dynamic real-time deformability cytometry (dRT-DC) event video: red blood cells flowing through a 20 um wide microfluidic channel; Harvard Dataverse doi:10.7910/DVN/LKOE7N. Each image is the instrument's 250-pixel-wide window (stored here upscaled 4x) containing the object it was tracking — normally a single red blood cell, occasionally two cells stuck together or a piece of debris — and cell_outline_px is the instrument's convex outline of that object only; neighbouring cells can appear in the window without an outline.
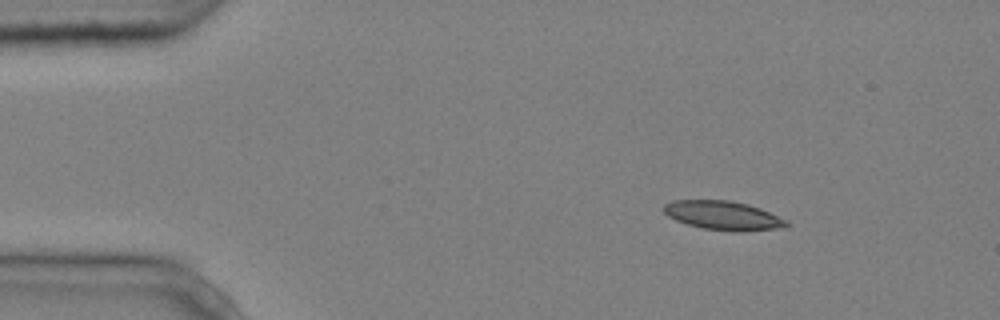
{"species": "common noctule bat (a hibernating species)", "species_latin": "Nyctalus noctula", "temperature_condition": "cold", "stored_images_in_passage": 12, "camera_frame_rate_fps": 3000, "um_per_image_px": 0.085, "animal": {"sex": "male", "body_mass_g": 20.4}, "frame": {"image": 1, "passage_image": 1, "time_ms": 0.0, "image_size_px": [1000, 320], "cell_outline_px": [[792, 224], [784, 228], [740, 232], [732, 232], [704, 228], [688, 224], [676, 220], [668, 216], [664, 212], [664, 204], [672, 200], [728, 200], [748, 204], [760, 208], [788, 220]], "centroid_in_image_um": [61.53, 18.32], "position_along_channel_um": 23.5, "area_um2": 20.92}}
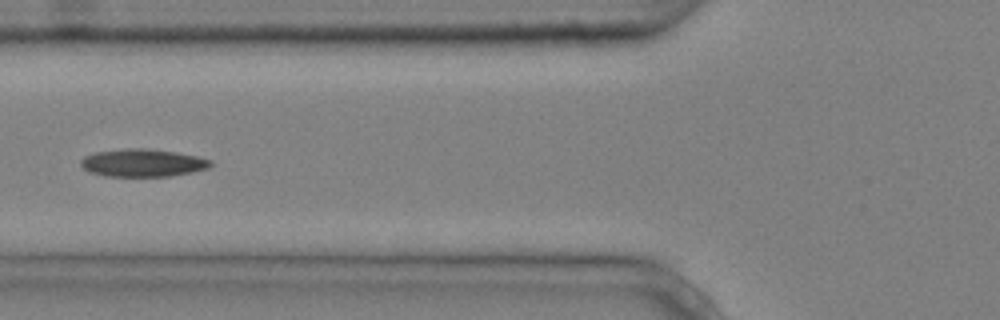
{"frame": {"image": 2, "passage_image": 4, "time_ms": 1.0, "image_size_px": [1000, 320], "cell_outline_px": [[212, 164], [208, 168], [192, 172], [168, 176], [104, 176], [88, 172], [80, 164], [80, 160], [84, 156], [96, 152], [124, 148], [144, 148], [176, 152], [196, 156], [212, 160]], "centroid_in_image_um": [12.1, 13.84], "position_along_channel_um": 113.7, "area_um2": 20.98}}
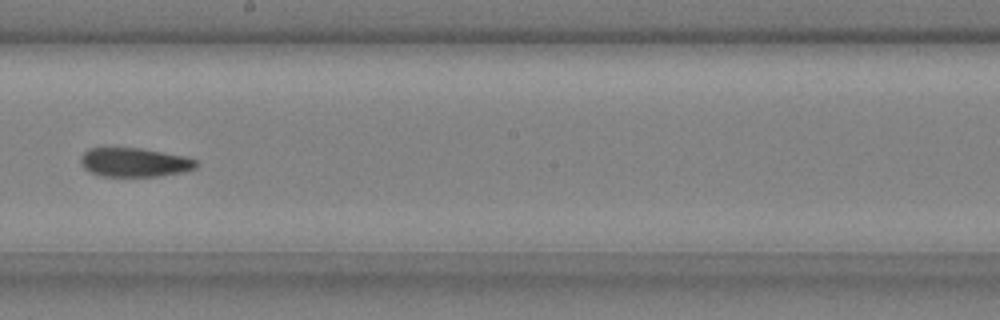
{"frame": {"image": 3, "passage_image": 7, "time_ms": 2.0, "image_size_px": [1000, 320], "cell_outline_px": [[196, 168], [184, 172], [156, 176], [100, 176], [84, 168], [80, 160], [80, 156], [88, 148], [140, 148], [184, 156], [196, 160]], "centroid_in_image_um": [11.41, 13.8], "position_along_channel_um": 236.8, "area_um2": 19.36}}